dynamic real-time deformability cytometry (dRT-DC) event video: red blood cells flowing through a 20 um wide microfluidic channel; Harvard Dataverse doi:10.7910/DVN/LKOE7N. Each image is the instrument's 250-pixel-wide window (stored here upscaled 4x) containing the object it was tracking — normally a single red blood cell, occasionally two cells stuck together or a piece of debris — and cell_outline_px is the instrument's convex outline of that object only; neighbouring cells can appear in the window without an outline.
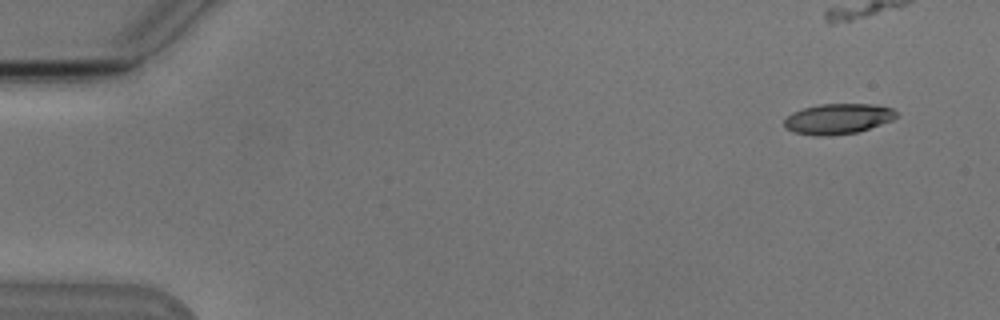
{"species": "Egyptian fruit bat (a non-hibernating species)", "species_latin": "Rousettus aegyptiacus", "temperature_condition": "cold", "stored_images_in_passage": 4, "camera_frame_rate_fps": 3000, "um_per_image_px": 0.085, "animal": {"sex": "male"}, "frame": {"image": 1, "passage_image": 1, "time_ms": 0.0, "image_size_px": [1000, 320], "cell_outline_px": [[896, 116], [892, 120], [856, 132], [820, 136], [816, 136], [796, 132], [784, 128], [784, 120], [792, 112], [804, 108], [820, 104], [872, 104], [892, 108], [896, 112]], "centroid_in_image_um": [71.19, 10.09], "position_along_channel_um": 13.8, "area_um2": 19.54}}